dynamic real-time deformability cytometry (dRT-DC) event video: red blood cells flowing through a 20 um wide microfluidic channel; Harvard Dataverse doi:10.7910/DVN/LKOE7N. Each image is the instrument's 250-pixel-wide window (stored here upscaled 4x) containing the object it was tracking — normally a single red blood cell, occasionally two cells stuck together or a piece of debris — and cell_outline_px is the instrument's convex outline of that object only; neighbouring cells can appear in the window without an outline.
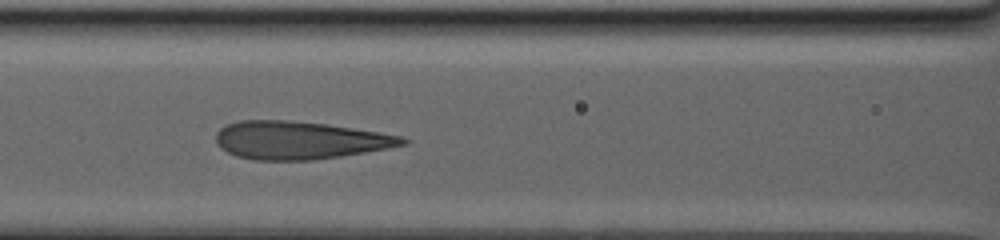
{"species": "human", "species_latin": "Homo sapiens", "temperature_condition": "warm", "stored_images_in_passage": 17, "camera_frame_rate_fps": 3000, "um_per_image_px": 0.085, "donor": {"sex": "male"}, "frame": {"image": 1, "passage_image": 12, "time_ms": 10.0, "image_size_px": [1000, 240], "cell_outline_px": [[408, 144], [388, 148], [340, 156], [312, 160], [256, 160], [236, 156], [220, 148], [216, 144], [216, 132], [220, 128], [228, 124], [240, 120], [284, 120], [324, 124], [380, 132], [400, 136], [408, 140]], "centroid_in_image_um": [25.43, 11.92], "position_along_channel_um": 141.2, "area_um2": 40.98}}
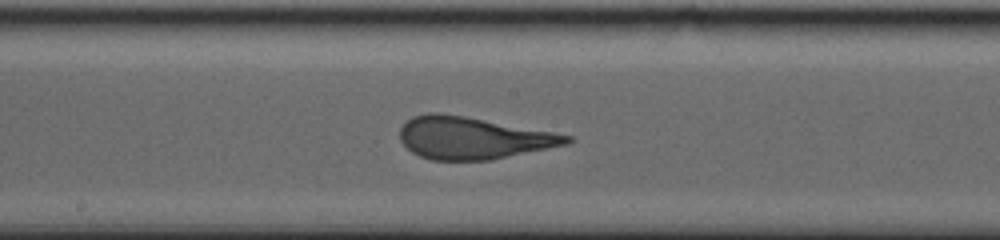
{"frame": {"image": 2, "passage_image": 15, "time_ms": 12.667, "image_size_px": [1000, 240], "cell_outline_px": [[572, 140], [568, 144], [488, 160], [432, 160], [420, 156], [412, 152], [400, 140], [400, 128], [412, 116], [428, 112], [440, 112], [464, 116], [552, 132], [572, 136]], "centroid_in_image_um": [40.15, 11.72], "position_along_channel_um": 208.1, "area_um2": 40.52}}
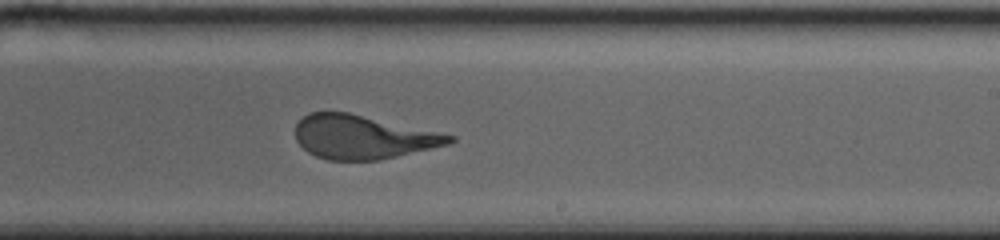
{"frame": {"image": 3, "passage_image": 17, "time_ms": 14.667, "image_size_px": [1000, 240], "cell_outline_px": [[456, 140], [448, 144], [380, 160], [328, 160], [316, 156], [308, 152], [296, 140], [296, 124], [308, 112], [348, 112], [456, 136]], "centroid_in_image_um": [30.82, 11.65], "position_along_channel_um": 258.2, "area_um2": 38.9}}